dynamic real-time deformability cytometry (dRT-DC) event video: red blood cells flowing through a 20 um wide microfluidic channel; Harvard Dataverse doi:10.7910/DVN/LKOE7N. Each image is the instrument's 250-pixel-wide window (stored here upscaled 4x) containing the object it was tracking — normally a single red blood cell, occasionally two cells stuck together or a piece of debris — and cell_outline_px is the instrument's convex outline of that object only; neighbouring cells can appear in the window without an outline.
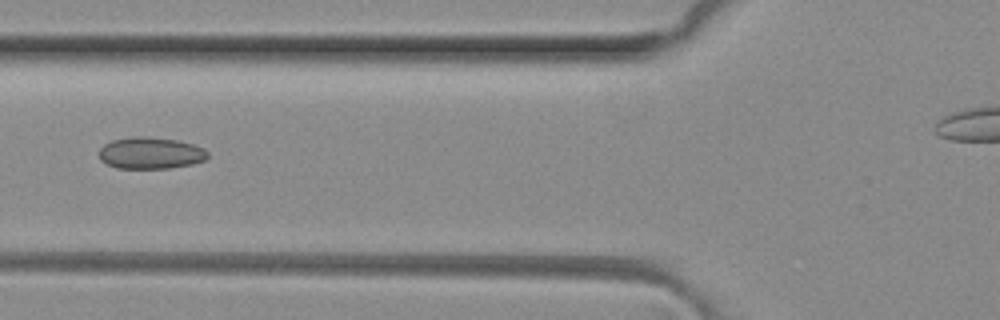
{"species": "common noctule bat (a hibernating species)", "species_latin": "Nyctalus noctula", "temperature_condition": "room temperature", "stored_images_in_passage": 7, "camera_frame_rate_fps": 3000, "um_per_image_px": 0.085, "animal": {"sex": "female", "body_mass_g": 29.2, "forearm_length_mm": 56.3}, "frame": {"image": 1, "passage_image": 6, "time_ms": 1.667, "image_size_px": [1000, 320], "cell_outline_px": [[208, 156], [204, 160], [192, 164], [168, 168], [116, 168], [100, 160], [100, 148], [104, 144], [112, 140], [132, 136], [140, 136], [176, 140], [192, 144], [204, 148], [208, 152]], "centroid_in_image_um": [12.79, 13.01], "position_along_channel_um": 113.0, "area_um2": 19.94}}
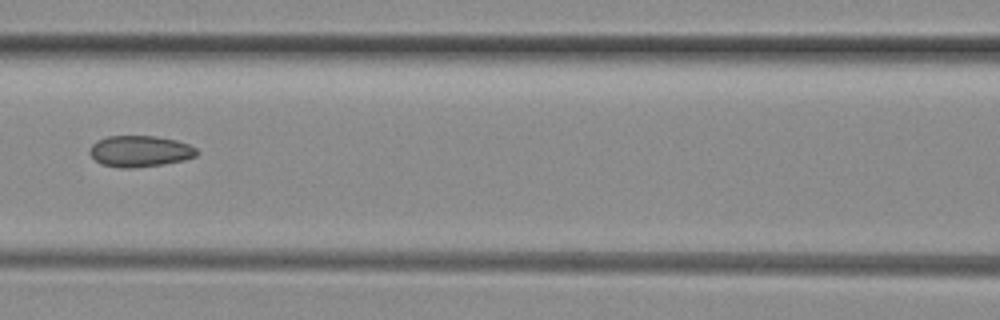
{"frame": {"image": 2, "passage_image": 7, "time_ms": 2.0, "image_size_px": [1000, 320], "cell_outline_px": [[200, 152], [196, 156], [184, 160], [164, 164], [132, 168], [120, 168], [100, 164], [88, 152], [88, 148], [96, 140], [108, 136], [156, 136], [176, 140], [188, 144], [196, 148]], "centroid_in_image_um": [11.88, 12.85], "position_along_channel_um": 154.7, "area_um2": 19.71}}